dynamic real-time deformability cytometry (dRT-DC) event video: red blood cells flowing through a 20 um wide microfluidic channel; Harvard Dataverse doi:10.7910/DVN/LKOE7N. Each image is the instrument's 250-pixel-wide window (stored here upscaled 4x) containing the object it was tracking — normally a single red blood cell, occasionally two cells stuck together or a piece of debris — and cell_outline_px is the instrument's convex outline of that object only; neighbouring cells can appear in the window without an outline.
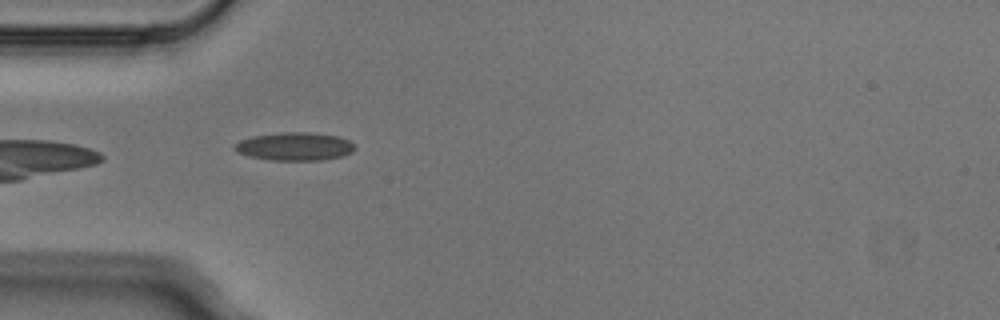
{"species": "Egyptian fruit bat (a non-hibernating species)", "species_latin": "Rousettus aegyptiacus", "temperature_condition": "cold", "stored_images_in_passage": 5, "camera_frame_rate_fps": 3000, "um_per_image_px": 0.085, "animal": {"sex": "male"}, "frame": {"image": 1, "passage_image": 4, "time_ms": 1.0, "image_size_px": [1000, 320], "cell_outline_px": [[356, 148], [352, 152], [344, 156], [324, 160], [268, 160], [248, 156], [232, 148], [240, 140], [252, 136], [280, 132], [308, 132], [336, 136], [348, 140], [356, 144]], "centroid_in_image_um": [25.08, 12.45], "position_along_channel_um": 59.9, "area_um2": 19.83}}